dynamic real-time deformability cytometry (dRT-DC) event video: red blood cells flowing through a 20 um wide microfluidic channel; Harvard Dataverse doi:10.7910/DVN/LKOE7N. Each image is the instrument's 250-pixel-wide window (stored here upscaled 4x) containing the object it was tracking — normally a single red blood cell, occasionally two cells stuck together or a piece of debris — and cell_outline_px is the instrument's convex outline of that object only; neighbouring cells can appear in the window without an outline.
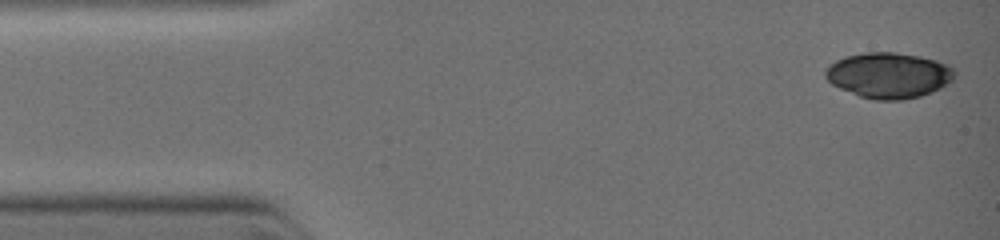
{"species": "common noctule bat (a hibernating species)", "species_latin": "Nyctalus noctula", "temperature_condition": "warm", "stored_images_in_passage": 4, "camera_frame_rate_fps": 3000, "um_per_image_px": 0.085, "animal": {"sex": "female", "body_mass_g": 19.0, "forearm_length_mm": 51.5}, "frame": {"image": 1, "passage_image": 1, "time_ms": 0.0, "image_size_px": [1000, 240], "cell_outline_px": [[952, 80], [940, 88], [920, 96], [900, 100], [876, 100], [860, 96], [840, 88], [832, 84], [824, 76], [824, 72], [828, 64], [844, 56], [868, 52], [896, 52], [920, 56], [936, 60], [948, 64], [952, 68]], "centroid_in_image_um": [75.49, 6.39], "position_along_channel_um": 9.5, "area_um2": 34.16}}